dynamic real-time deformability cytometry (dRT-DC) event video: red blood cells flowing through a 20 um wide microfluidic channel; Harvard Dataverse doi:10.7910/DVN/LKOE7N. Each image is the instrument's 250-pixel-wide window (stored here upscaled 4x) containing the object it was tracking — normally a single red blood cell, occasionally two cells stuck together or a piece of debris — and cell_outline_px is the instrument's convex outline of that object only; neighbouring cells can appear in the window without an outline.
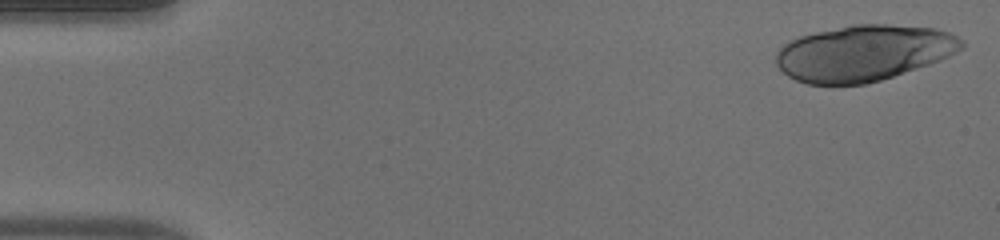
{"species": "human", "species_latin": "Homo sapiens", "temperature_condition": "warm", "stored_images_in_passage": 49, "camera_frame_rate_fps": 3000, "um_per_image_px": 0.085, "donor": {"sex": "male"}, "frame": {"image": 1, "passage_image": 1, "time_ms": 0.0, "image_size_px": [1000, 240], "cell_outline_px": [[964, 48], [940, 60], [880, 80], [864, 84], [832, 88], [808, 84], [796, 80], [788, 76], [776, 64], [776, 52], [784, 44], [800, 36], [816, 32], [852, 24], [888, 24], [932, 28], [948, 32], [964, 40]], "centroid_in_image_um": [73.37, 4.53], "position_along_channel_um": 11.6, "area_um2": 60.92}}
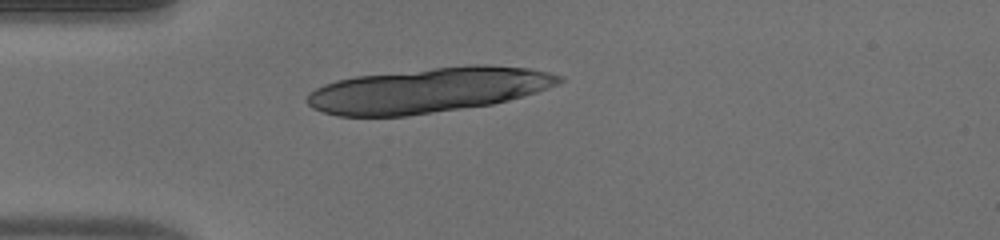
{"frame": {"image": 2, "passage_image": 13, "time_ms": 4.0, "image_size_px": [1000, 240], "cell_outline_px": [[564, 80], [548, 88], [536, 92], [508, 100], [492, 104], [408, 116], [336, 116], [312, 108], [304, 100], [308, 92], [324, 84], [336, 80], [356, 76], [432, 68], [472, 64], [488, 64], [528, 68], [548, 72], [564, 76]], "centroid_in_image_um": [36.38, 7.66], "position_along_channel_um": 48.6, "area_um2": 66.18}}
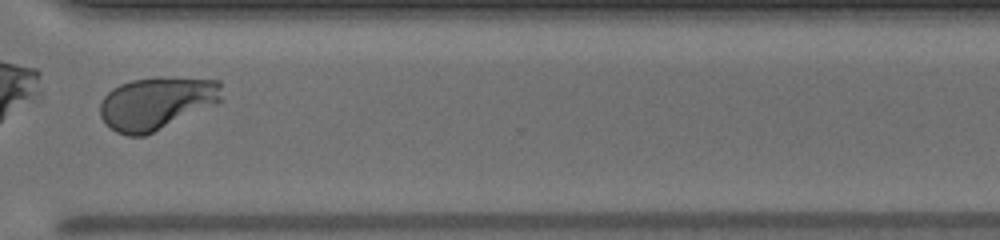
{"frame": {"image": 3, "passage_image": 38, "time_ms": 12.333, "image_size_px": [1000, 240], "cell_outline_px": [[224, 100], [216, 104], [144, 136], [128, 136], [116, 132], [100, 116], [100, 100], [112, 88], [120, 84], [132, 80], [156, 76], [172, 76], [220, 80]], "centroid_in_image_um": [13.34, 8.73], "position_along_channel_um": 357.3, "area_um2": 37.8}, "authors_computed_cell_mechanics": {"area_um2": 38.2058, "velocity_mm_per_s": 3.9924, "shape_relaxation_time_tau1_ms": 1.5359, "shape_relaxation_time_tau2_ms": null, "deformation_change_tau1": 0.3368, "deformation_change_tau2": null}}